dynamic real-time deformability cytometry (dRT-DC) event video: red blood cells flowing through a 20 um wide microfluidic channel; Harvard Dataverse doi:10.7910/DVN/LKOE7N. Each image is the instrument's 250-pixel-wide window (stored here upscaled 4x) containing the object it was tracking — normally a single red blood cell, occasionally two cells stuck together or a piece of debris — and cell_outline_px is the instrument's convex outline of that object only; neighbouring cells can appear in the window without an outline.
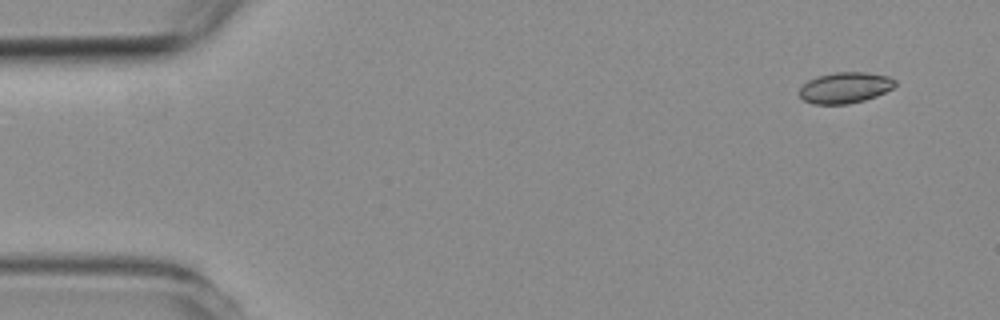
{"species": "common noctule bat (a hibernating species)", "species_latin": "Nyctalus noctula", "temperature_condition": "room temperature", "stored_images_in_passage": 5, "camera_frame_rate_fps": 3000, "um_per_image_px": 0.085, "animal": {"sex": "female", "body_mass_g": 19.3, "forearm_length_mm": 54.1}, "frame": {"image": 1, "passage_image": 1, "time_ms": 0.0, "image_size_px": [1000, 320], "cell_outline_px": [[896, 84], [892, 88], [876, 96], [864, 100], [848, 104], [812, 104], [804, 100], [800, 96], [800, 88], [808, 80], [816, 76], [836, 72], [868, 72], [888, 76], [896, 80]], "centroid_in_image_um": [71.83, 7.45], "position_along_channel_um": 13.2, "area_um2": 17.28}}